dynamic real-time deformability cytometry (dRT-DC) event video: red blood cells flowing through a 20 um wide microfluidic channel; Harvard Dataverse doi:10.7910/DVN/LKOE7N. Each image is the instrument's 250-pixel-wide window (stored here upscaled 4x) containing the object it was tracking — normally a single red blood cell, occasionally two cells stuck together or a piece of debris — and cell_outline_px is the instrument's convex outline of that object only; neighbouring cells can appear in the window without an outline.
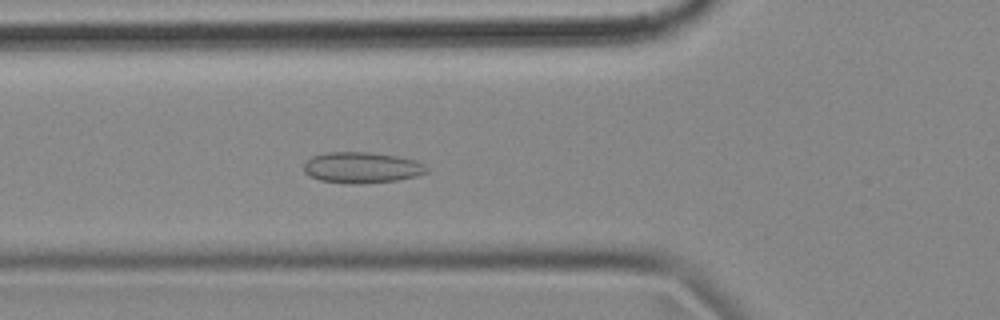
{"species": "common noctule bat (a hibernating species)", "species_latin": "Nyctalus noctula", "temperature_condition": "cold", "stored_images_in_passage": 42, "camera_frame_rate_fps": 3000, "um_per_image_px": 0.085, "animal": {"sex": "female", "body_mass_g": 18.4}, "frame": {"image": 1, "passage_image": 13, "time_ms": 4.0, "image_size_px": [1000, 320], "cell_outline_px": [[428, 172], [416, 176], [396, 180], [360, 184], [352, 184], [320, 180], [304, 172], [304, 164], [312, 156], [324, 152], [368, 152], [396, 156], [416, 160], [424, 164], [428, 168]], "centroid_in_image_um": [30.76, 14.24], "position_along_channel_um": 95.0, "area_um2": 22.14}}
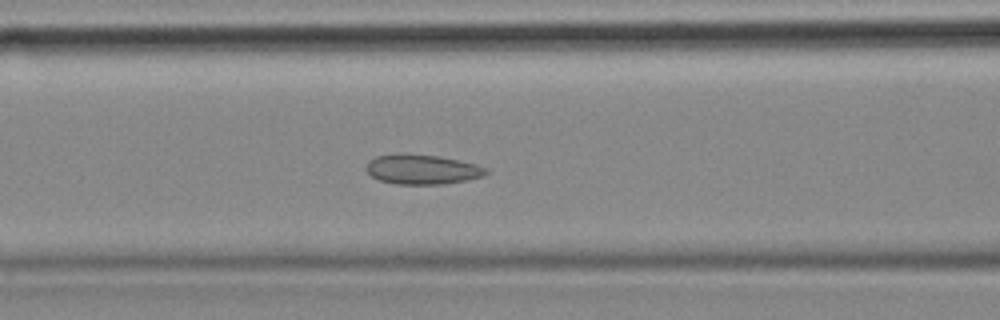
{"frame": {"image": 2, "passage_image": 16, "time_ms": 5.0, "image_size_px": [1000, 320], "cell_outline_px": [[488, 172], [484, 176], [444, 184], [396, 184], [380, 180], [372, 176], [364, 168], [368, 160], [376, 156], [396, 152], [404, 152], [440, 156], [476, 164], [488, 168]], "centroid_in_image_um": [35.84, 14.37], "position_along_channel_um": 130.8, "area_um2": 21.15}}
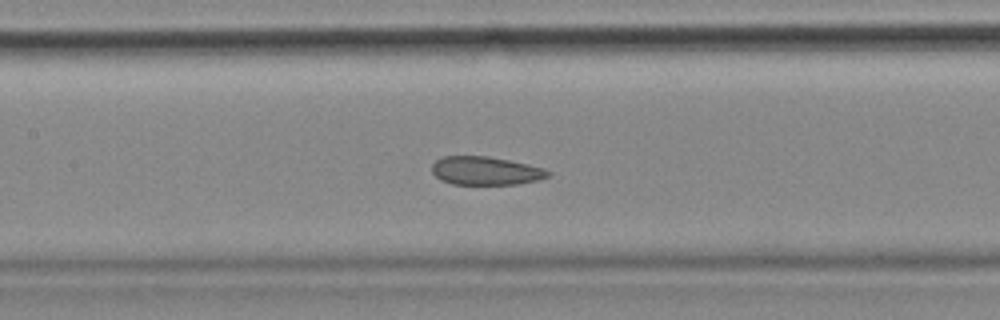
{"frame": {"image": 3, "passage_image": 19, "time_ms": 6.0, "image_size_px": [1000, 320], "cell_outline_px": [[552, 172], [548, 176], [540, 180], [520, 184], [452, 184], [440, 180], [432, 172], [432, 164], [436, 160], [444, 156], [488, 156], [528, 164], [544, 168]], "centroid_in_image_um": [41.29, 14.52], "position_along_channel_um": 166.1, "area_um2": 19.31}, "authors_computed_cell_mechanics": {"area_um2": 21.7328, "velocity_mm_per_s": 3.5448, "shape_relaxation_time_tau1_ms": null, "shape_relaxation_time_tau2_ms": 2.6077, "deformation_change_tau1": null, "deformation_change_tau2": 0.083}}